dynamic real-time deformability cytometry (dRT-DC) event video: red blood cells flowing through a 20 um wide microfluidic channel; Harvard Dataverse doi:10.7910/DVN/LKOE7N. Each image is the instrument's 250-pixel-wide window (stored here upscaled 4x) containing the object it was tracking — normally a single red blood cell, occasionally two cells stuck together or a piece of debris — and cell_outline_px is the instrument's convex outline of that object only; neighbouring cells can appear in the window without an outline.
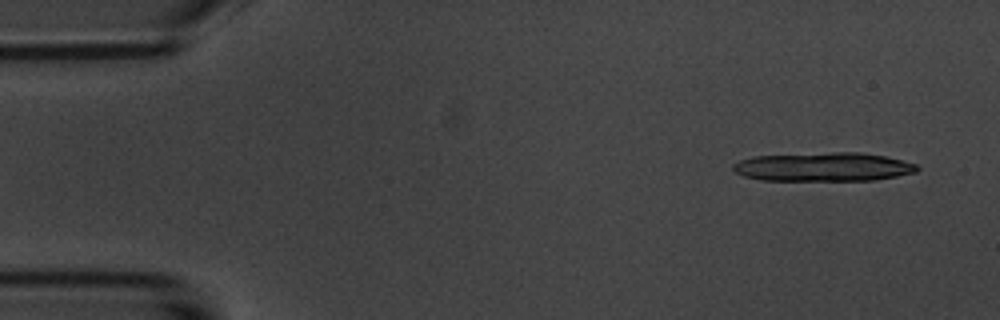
{"species": "common noctule bat (a hibernating species)", "species_latin": "Nyctalus noctula", "temperature_condition": "room temperature", "stored_images_in_passage": 3, "camera_frame_rate_fps": 3000, "um_per_image_px": 0.085, "animal": {"sex": "male", "body_mass_g": 20.1, "forearm_length_mm": 53.5}, "frame": {"image": 1, "passage_image": 1, "time_ms": 0.0, "image_size_px": [1000, 320], "cell_outline_px": [[920, 168], [916, 172], [876, 180], [760, 180], [744, 176], [736, 172], [732, 168], [732, 164], [740, 160], [752, 156], [832, 152], [860, 152], [884, 156], [916, 164]], "centroid_in_image_um": [69.97, 14.18], "position_along_channel_um": 15.0, "area_um2": 30.87}}